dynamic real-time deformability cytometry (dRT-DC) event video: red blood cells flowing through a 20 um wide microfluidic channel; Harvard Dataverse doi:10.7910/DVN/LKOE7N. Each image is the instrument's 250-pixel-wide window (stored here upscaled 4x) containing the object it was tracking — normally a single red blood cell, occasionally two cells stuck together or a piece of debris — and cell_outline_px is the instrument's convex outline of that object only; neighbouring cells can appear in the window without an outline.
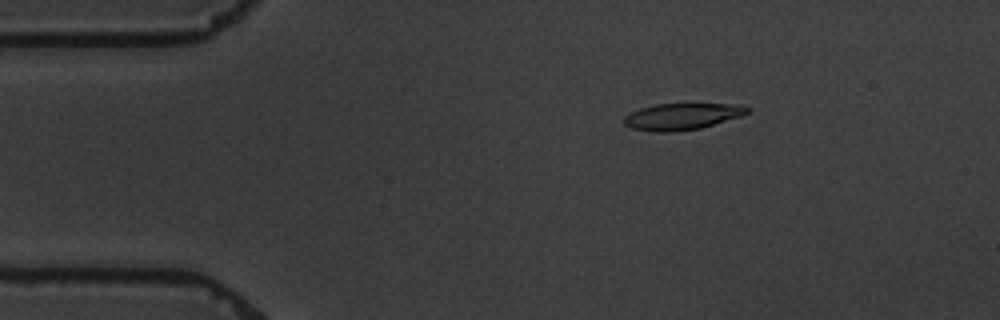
{"species": "common noctule bat (a hibernating species)", "species_latin": "Nyctalus noctula", "temperature_condition": "warm", "stored_images_in_passage": 5, "camera_frame_rate_fps": 3000, "um_per_image_px": 0.085, "animal": {"sex": "male", "body_mass_g": 19.5, "forearm_length_mm": 54.6}, "frame": {"image": 1, "passage_image": 3, "time_ms": 2.333, "image_size_px": [1000, 320], "cell_outline_px": [[748, 112], [740, 116], [700, 128], [668, 132], [656, 132], [632, 128], [624, 124], [624, 116], [640, 108], [656, 104], [744, 104], [748, 108]], "centroid_in_image_um": [57.95, 9.89], "position_along_channel_um": 27.0, "area_um2": 18.79}}